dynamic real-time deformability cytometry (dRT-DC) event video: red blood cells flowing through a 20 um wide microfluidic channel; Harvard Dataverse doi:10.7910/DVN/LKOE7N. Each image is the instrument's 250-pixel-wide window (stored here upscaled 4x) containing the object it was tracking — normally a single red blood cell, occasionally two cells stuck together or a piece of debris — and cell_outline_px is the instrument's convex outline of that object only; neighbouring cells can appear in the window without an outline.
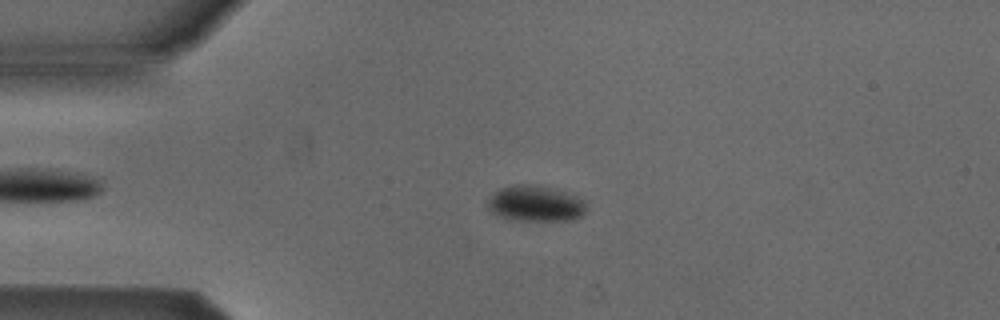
{"species": "Egyptian fruit bat (a non-hibernating species)", "species_latin": "Rousettus aegyptiacus", "temperature_condition": "cold", "stored_images_in_passage": 52, "camera_frame_rate_fps": 3000, "um_per_image_px": 0.085, "animal": {"sex": "male"}, "frame": {"image": 1, "passage_image": 12, "time_ms": 3.667, "image_size_px": [1000, 320], "cell_outline_px": [[584, 212], [580, 216], [568, 220], [508, 220], [496, 216], [488, 208], [488, 200], [500, 188], [516, 184], [528, 184], [548, 188], [564, 192], [580, 200], [584, 204]], "centroid_in_image_um": [45.41, 17.32], "position_along_channel_um": 39.6, "area_um2": 20.0}}
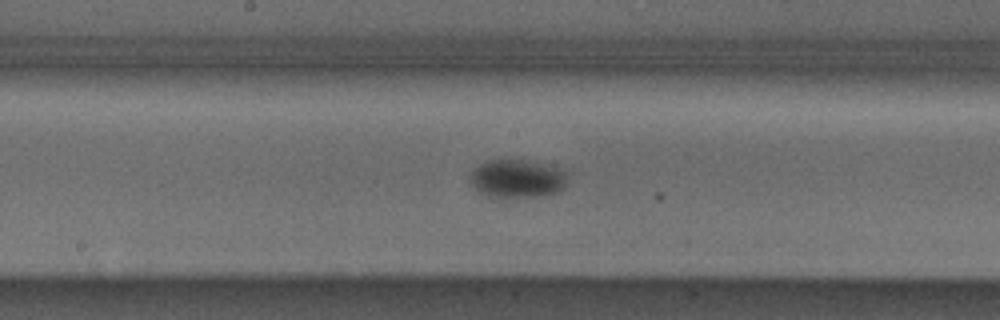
{"frame": {"image": 2, "passage_image": 27, "time_ms": 8.667, "image_size_px": [1000, 320], "cell_outline_px": [[568, 172], [564, 188], [556, 192], [536, 196], [488, 196], [480, 192], [472, 184], [472, 172], [480, 164], [488, 160], [524, 160], [568, 168]], "centroid_in_image_um": [44.06, 15.15], "position_along_channel_um": 204.1, "area_um2": 21.44}}
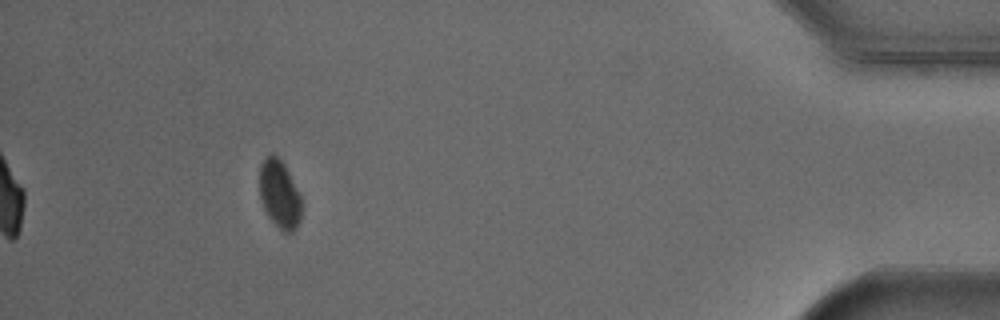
{"frame": {"image": 3, "passage_image": 48, "time_ms": 15.667, "image_size_px": [1000, 320], "cell_outline_px": [[300, 220], [296, 228], [292, 232], [284, 232], [268, 216], [264, 208], [260, 196], [260, 164], [272, 152], [284, 164], [300, 196]], "centroid_in_image_um": [23.74, 16.51], "position_along_channel_um": 411.5, "area_um2": 16.18}}